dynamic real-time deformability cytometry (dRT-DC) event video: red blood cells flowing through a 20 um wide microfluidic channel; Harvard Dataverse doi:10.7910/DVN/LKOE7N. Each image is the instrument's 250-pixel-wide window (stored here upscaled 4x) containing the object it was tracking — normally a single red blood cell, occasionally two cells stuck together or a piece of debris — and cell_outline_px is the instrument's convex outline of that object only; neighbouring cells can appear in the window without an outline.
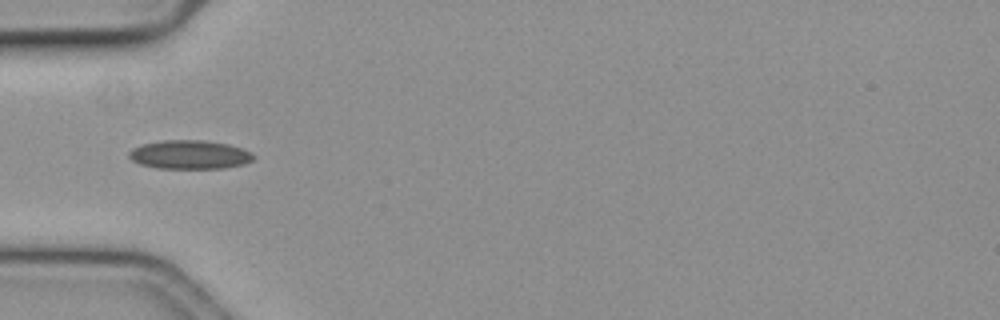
{"species": "common noctule bat (a hibernating species)", "species_latin": "Nyctalus noctula", "temperature_condition": "cold", "stored_images_in_passage": 4, "camera_frame_rate_fps": 3000, "um_per_image_px": 0.085, "animal": {"sex": "female", "body_mass_g": 19.3, "forearm_length_mm": 54.1}, "frame": {"image": 1, "passage_image": 1, "time_ms": 0.0, "image_size_px": [1000, 320], "cell_outline_px": [[256, 156], [252, 160], [244, 164], [224, 168], [156, 168], [140, 164], [132, 160], [128, 156], [128, 152], [132, 148], [144, 144], [164, 140], [204, 140], [228, 144], [252, 152]], "centroid_in_image_um": [16.12, 13.14], "position_along_channel_um": 68.9, "area_um2": 20.87}}